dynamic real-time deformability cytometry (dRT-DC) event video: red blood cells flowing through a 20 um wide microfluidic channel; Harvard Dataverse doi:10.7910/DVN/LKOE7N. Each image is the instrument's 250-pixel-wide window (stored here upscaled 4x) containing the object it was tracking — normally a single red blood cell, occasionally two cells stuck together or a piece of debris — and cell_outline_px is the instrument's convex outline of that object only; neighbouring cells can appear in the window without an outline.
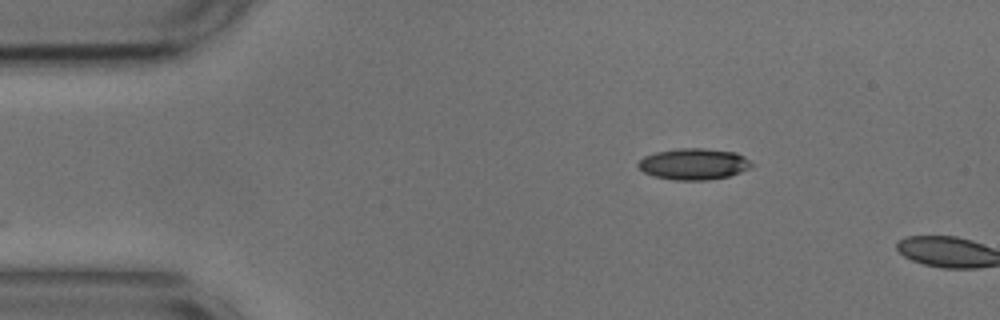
{"species": "common noctule bat (a hibernating species)", "species_latin": "Nyctalus noctula", "temperature_condition": "cold", "stored_images_in_passage": 3, "camera_frame_rate_fps": 3000, "um_per_image_px": 0.085, "animal": {"sex": "male", "body_mass_g": 17.9, "forearm_length_mm": 54.2}, "frame": {"image": 1, "passage_image": 1, "time_ms": 0.0, "image_size_px": [1000, 320], "cell_outline_px": [[756, 164], [740, 172], [728, 176], [708, 180], [676, 180], [656, 176], [644, 172], [636, 164], [644, 156], [656, 152], [676, 148], [704, 148], [736, 152], [744, 156]], "centroid_in_image_um": [58.99, 13.93], "position_along_channel_um": 26.0, "area_um2": 20.69}}